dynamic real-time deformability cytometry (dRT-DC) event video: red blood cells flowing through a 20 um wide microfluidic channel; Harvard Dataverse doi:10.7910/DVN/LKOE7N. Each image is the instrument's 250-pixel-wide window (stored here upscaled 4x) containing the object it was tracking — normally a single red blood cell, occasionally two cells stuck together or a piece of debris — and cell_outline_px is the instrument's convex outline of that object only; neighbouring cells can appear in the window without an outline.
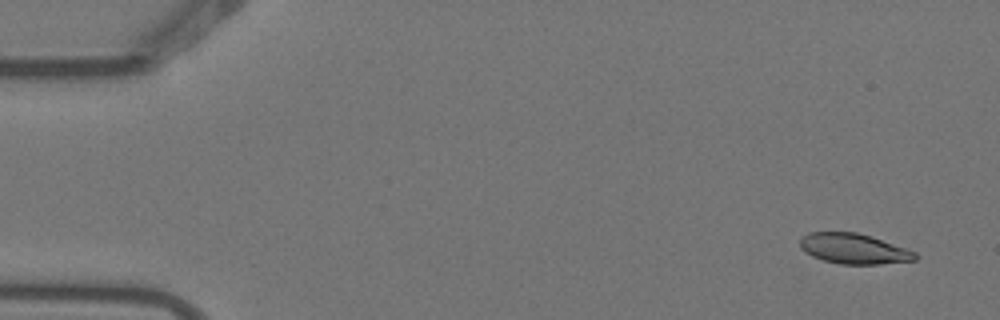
{"species": "Egyptian fruit bat (a non-hibernating species)", "species_latin": "Rousettus aegyptiacus", "temperature_condition": "warm", "stored_images_in_passage": 4, "camera_frame_rate_fps": 3000, "um_per_image_px": 0.085, "animal": {"sex": "female"}, "frame": {"image": 1, "passage_image": 1, "time_ms": 0.0, "image_size_px": [1000, 320], "cell_outline_px": [[916, 260], [880, 264], [840, 264], [824, 260], [812, 256], [804, 252], [800, 248], [800, 236], [808, 232], [856, 232], [872, 236], [916, 252]], "centroid_in_image_um": [72.53, 21.13], "position_along_channel_um": 12.5, "area_um2": 20.4}}